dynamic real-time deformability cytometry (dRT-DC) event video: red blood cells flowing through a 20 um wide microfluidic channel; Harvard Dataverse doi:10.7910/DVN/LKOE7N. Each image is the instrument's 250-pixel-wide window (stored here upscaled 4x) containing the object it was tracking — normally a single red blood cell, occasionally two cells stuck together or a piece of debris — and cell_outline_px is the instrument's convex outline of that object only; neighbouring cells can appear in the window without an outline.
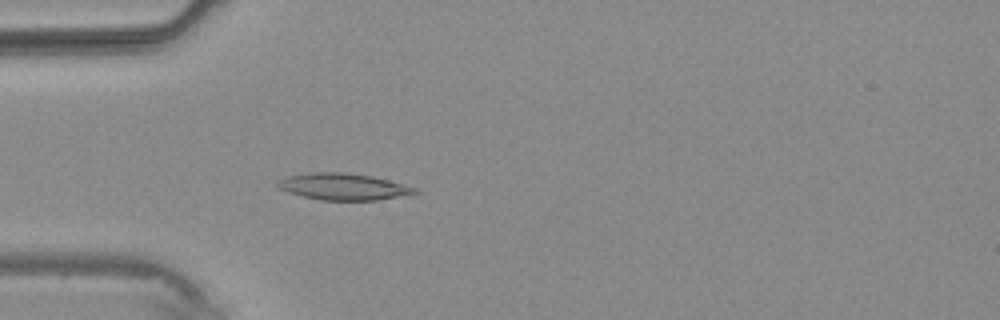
{"species": "common noctule bat (a hibernating species)", "species_latin": "Nyctalus noctula", "temperature_condition": "warm", "stored_images_in_passage": 4, "camera_frame_rate_fps": 3000, "um_per_image_px": 0.085, "animal": {"sex": "male", "body_mass_g": 20.4}, "frame": {"image": 1, "passage_image": 4, "time_ms": 4.0, "image_size_px": [1000, 320], "cell_outline_px": [[420, 192], [408, 196], [376, 200], [320, 200], [288, 192], [280, 188], [276, 184], [280, 180], [288, 176], [312, 172], [344, 172], [372, 176], [388, 180], [416, 188]], "centroid_in_image_um": [29.24, 15.87], "position_along_channel_um": 55.8, "area_um2": 21.21}}